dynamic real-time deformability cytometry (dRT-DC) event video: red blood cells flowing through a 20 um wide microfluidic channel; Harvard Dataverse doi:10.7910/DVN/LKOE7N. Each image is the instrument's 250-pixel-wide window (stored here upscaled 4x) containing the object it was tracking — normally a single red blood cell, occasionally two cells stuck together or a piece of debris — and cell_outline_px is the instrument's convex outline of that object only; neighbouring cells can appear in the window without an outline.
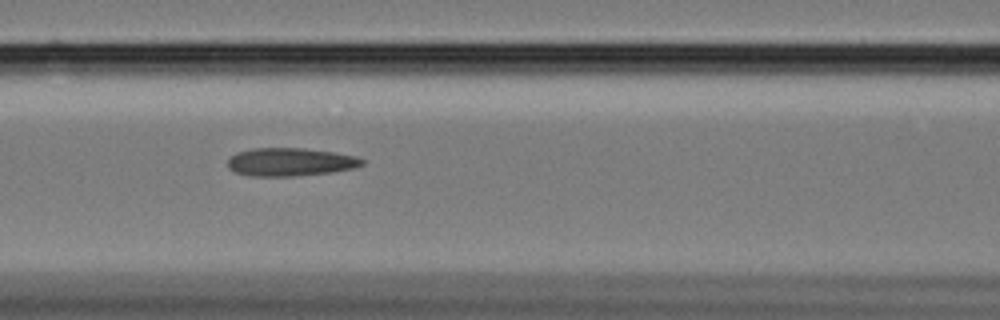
{"species": "Egyptian fruit bat (a non-hibernating species)", "species_latin": "Rousettus aegyptiacus", "temperature_condition": "cold", "stored_images_in_passage": 37, "camera_frame_rate_fps": 3000, "um_per_image_px": 0.085, "animal": {"sex": "female"}, "frame": {"image": 1, "passage_image": 11, "time_ms": 3.333, "image_size_px": [1000, 320], "cell_outline_px": [[364, 164], [352, 168], [328, 172], [296, 176], [248, 176], [236, 172], [228, 168], [228, 156], [236, 152], [252, 148], [300, 148], [332, 152], [356, 156], [364, 160]], "centroid_in_image_um": [24.6, 13.76], "position_along_channel_um": 142.0, "area_um2": 21.96}}
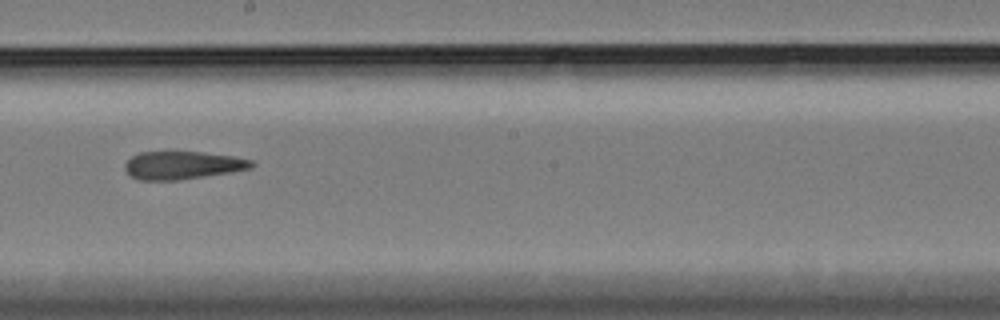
{"frame": {"image": 2, "passage_image": 19, "time_ms": 6.0, "image_size_px": [1000, 320], "cell_outline_px": [[256, 164], [252, 168], [228, 172], [176, 180], [140, 180], [132, 176], [124, 168], [124, 164], [132, 156], [140, 152], [204, 152], [232, 156], [252, 160]], "centroid_in_image_um": [15.51, 14.03], "position_along_channel_um": 232.7, "area_um2": 20.35}}
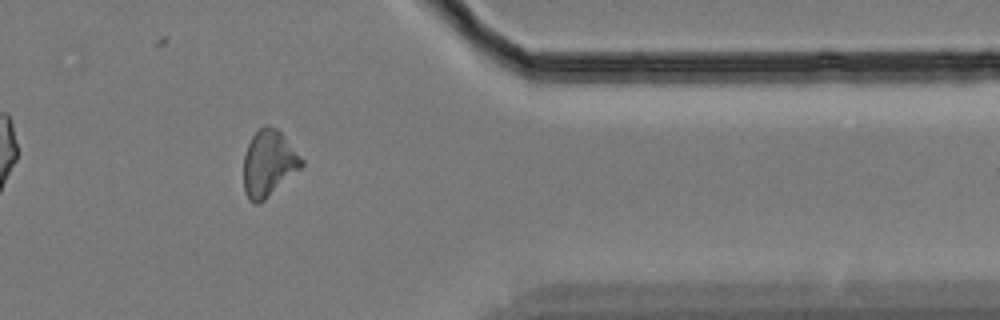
{"frame": {"image": 3, "passage_image": 34, "time_ms": 11.0, "image_size_px": [1000, 320], "cell_outline_px": [[304, 164], [300, 168], [260, 204], [252, 204], [248, 200], [244, 192], [244, 152], [252, 136], [264, 124], [268, 124], [276, 128], [280, 132], [304, 160]], "centroid_in_image_um": [22.8, 13.9], "position_along_channel_um": 388.6, "area_um2": 22.31}, "authors_computed_cell_mechanics": {"area_um2": 21.9062, "velocity_mm_per_s": 3.4096, "shape_relaxation_time_tau1_ms": null, "shape_relaxation_time_tau2_ms": 6.3096, "deformation_change_tau1": null, "deformation_change_tau2": 0.1657}}